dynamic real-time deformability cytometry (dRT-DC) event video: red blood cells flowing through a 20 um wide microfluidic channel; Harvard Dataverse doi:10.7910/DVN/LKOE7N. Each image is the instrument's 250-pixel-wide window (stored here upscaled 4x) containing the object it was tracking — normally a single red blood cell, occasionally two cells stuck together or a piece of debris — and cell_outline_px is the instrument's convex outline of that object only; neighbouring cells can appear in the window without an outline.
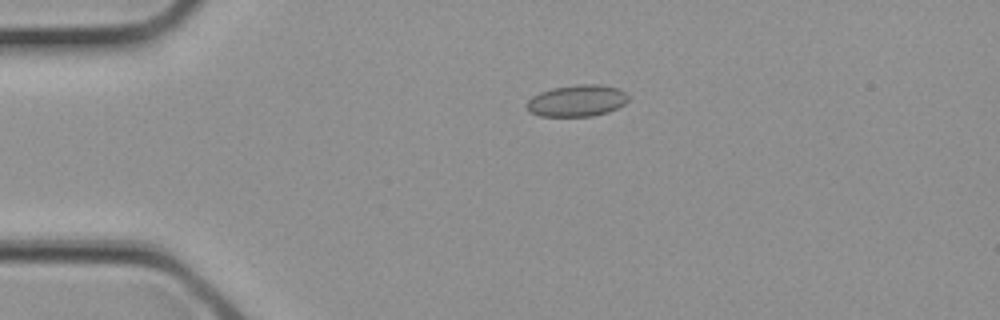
{"species": "common noctule bat (a hibernating species)", "species_latin": "Nyctalus noctula", "temperature_condition": "cold", "stored_images_in_passage": 3, "camera_frame_rate_fps": 3000, "um_per_image_px": 0.085, "animal": {"sex": "female", "body_mass_g": 21.9}, "frame": {"image": 1, "passage_image": 2, "time_ms": 0.333, "image_size_px": [1000, 320], "cell_outline_px": [[628, 100], [624, 104], [608, 112], [592, 116], [540, 116], [528, 112], [524, 104], [532, 96], [540, 92], [552, 88], [576, 84], [600, 84], [620, 88], [628, 96]], "centroid_in_image_um": [49.01, 8.55], "position_along_channel_um": 36.0, "area_um2": 18.96}}